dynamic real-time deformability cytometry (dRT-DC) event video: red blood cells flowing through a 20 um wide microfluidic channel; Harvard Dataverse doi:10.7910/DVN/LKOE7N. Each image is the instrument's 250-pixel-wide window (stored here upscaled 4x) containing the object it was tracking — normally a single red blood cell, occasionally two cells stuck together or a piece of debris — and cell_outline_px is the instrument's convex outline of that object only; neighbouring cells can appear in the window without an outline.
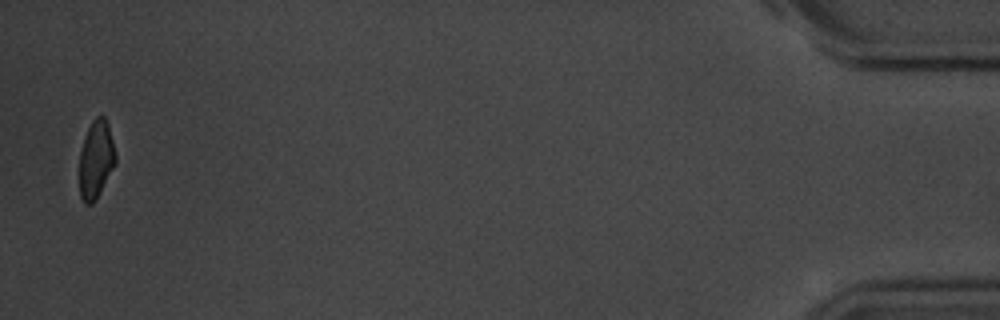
{"species": "common noctule bat (a hibernating species)", "species_latin": "Nyctalus noctula", "temperature_condition": "room temperature", "stored_images_in_passage": 14, "camera_frame_rate_fps": 3000, "um_per_image_px": 0.085, "animal": {"sex": "male", "body_mass_g": 20.1, "forearm_length_mm": 53.5}, "frame": {"image": 1, "passage_image": 14, "time_ms": 15.667, "image_size_px": [1000, 320], "cell_outline_px": [[116, 164], [96, 200], [92, 204], [84, 204], [80, 196], [80, 152], [88, 128], [92, 120], [96, 116], [104, 116], [108, 124], [116, 156]], "centroid_in_image_um": [8.17, 13.58], "position_along_channel_um": 427.0, "area_um2": 16.36}, "authors_computed_cell_mechanics": {"area_um2": 20.6924, "velocity_mm_per_s": 3.6414, "shape_relaxation_time_tau1_ms": 3.8904, "shape_relaxation_time_tau2_ms": 2.24, "deformation_change_tau1": 0.115, "deformation_change_tau2": 0.0754}}